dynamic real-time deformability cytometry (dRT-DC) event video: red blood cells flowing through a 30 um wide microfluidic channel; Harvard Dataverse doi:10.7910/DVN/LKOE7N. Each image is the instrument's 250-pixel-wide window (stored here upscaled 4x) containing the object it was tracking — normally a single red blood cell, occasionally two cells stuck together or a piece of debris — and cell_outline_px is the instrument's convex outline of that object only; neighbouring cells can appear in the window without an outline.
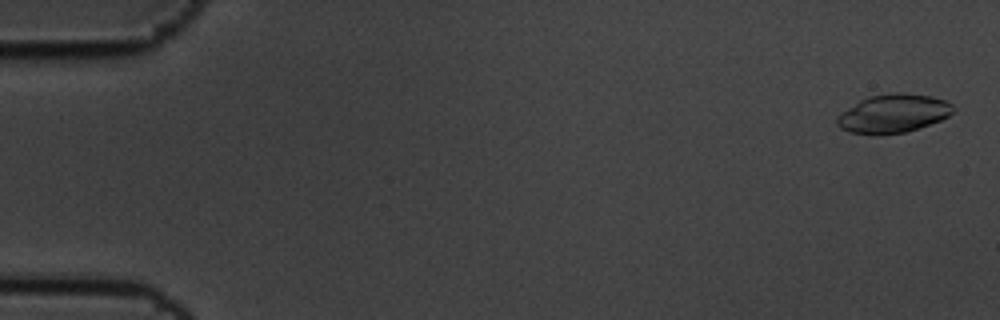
{"species": "common noctule bat (a hibernating species)", "species_latin": "Nyctalus noctula", "temperature_condition": "cold", "stored_images_in_passage": 7, "camera_frame_rate_fps": 3000, "um_per_image_px": 0.085, "animal": {"sex": "male", "body_mass_g": 19.5, "forearm_length_mm": 54.6}, "frame": {"image": 1, "passage_image": 1, "time_ms": 0.0, "image_size_px": [1000, 320], "cell_outline_px": [[956, 108], [948, 116], [940, 120], [904, 132], [876, 136], [848, 132], [840, 128], [836, 124], [836, 116], [860, 100], [868, 96], [896, 92], [900, 92], [932, 96], [944, 100], [952, 104]], "centroid_in_image_um": [75.89, 9.65], "position_along_channel_um": 9.1, "area_um2": 26.18}}
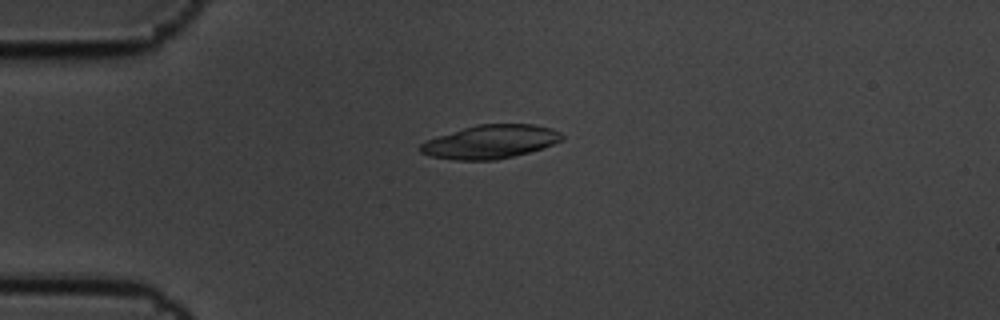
{"frame": {"image": 2, "passage_image": 5, "time_ms": 1.333, "image_size_px": [1000, 320], "cell_outline_px": [[564, 140], [544, 148], [496, 160], [456, 160], [432, 156], [420, 152], [420, 144], [436, 136], [476, 124], [532, 124], [552, 128], [560, 132], [564, 136]], "centroid_in_image_um": [41.72, 12.04], "position_along_channel_um": 43.3, "area_um2": 27.69}}
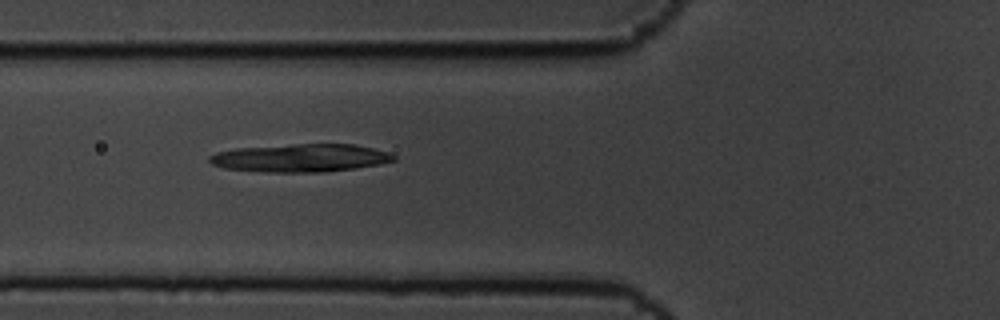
{"frame": {"image": 3, "passage_image": 7, "time_ms": 2.0, "image_size_px": [1000, 320], "cell_outline_px": [[396, 160], [380, 164], [356, 168], [324, 172], [264, 172], [224, 168], [212, 164], [208, 160], [208, 156], [216, 152], [236, 148], [292, 144], [356, 144], [388, 152], [396, 156]], "centroid_in_image_um": [25.54, 13.42], "position_along_channel_um": 100.3, "area_um2": 30.23}}